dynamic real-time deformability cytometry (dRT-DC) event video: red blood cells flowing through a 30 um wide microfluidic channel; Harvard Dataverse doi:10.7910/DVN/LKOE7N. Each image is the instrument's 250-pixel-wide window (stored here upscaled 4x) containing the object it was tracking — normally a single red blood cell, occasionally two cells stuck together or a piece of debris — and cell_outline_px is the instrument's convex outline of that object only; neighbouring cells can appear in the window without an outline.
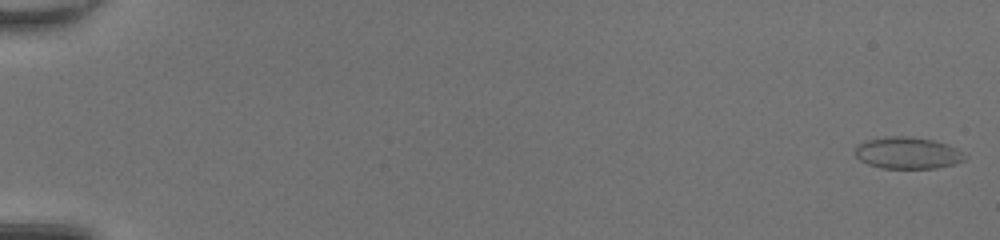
{"species": "common noctule bat (a hibernating species)", "species_latin": "Nyctalus noctula", "temperature_condition": "room temperature", "stored_images_in_passage": 50, "camera_frame_rate_fps": 3000, "um_per_image_px": 0.085, "animal": {"sex": "female", "body_mass_g": 20.0, "forearm_length_mm": 54.0}, "frame": {"image": 1, "passage_image": 1, "time_ms": 0.0, "image_size_px": [1000, 240], "cell_outline_px": [[968, 156], [964, 160], [952, 164], [936, 168], [880, 168], [868, 164], [860, 160], [856, 156], [856, 144], [864, 140], [884, 136], [904, 136], [932, 140], [956, 148], [964, 152]], "centroid_in_image_um": [77.11, 13.0], "position_along_channel_um": 7.9, "area_um2": 20.29}}
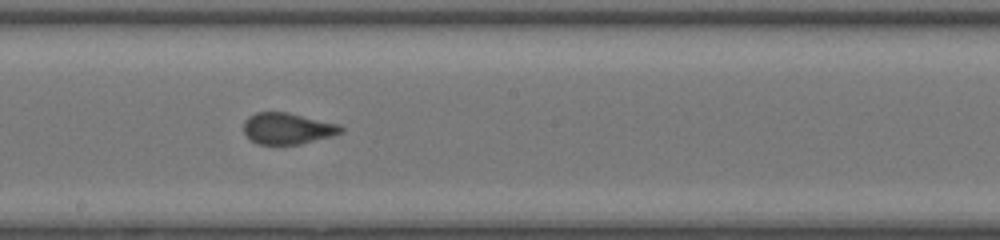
{"frame": {"image": 2, "passage_image": 30, "time_ms": 9.667, "image_size_px": [1000, 240], "cell_outline_px": [[344, 132], [332, 136], [300, 144], [256, 144], [244, 132], [244, 120], [248, 116], [256, 112], [288, 112], [340, 124], [344, 128]], "centroid_in_image_um": [24.46, 10.91], "position_along_channel_um": 223.7, "area_um2": 17.86}}
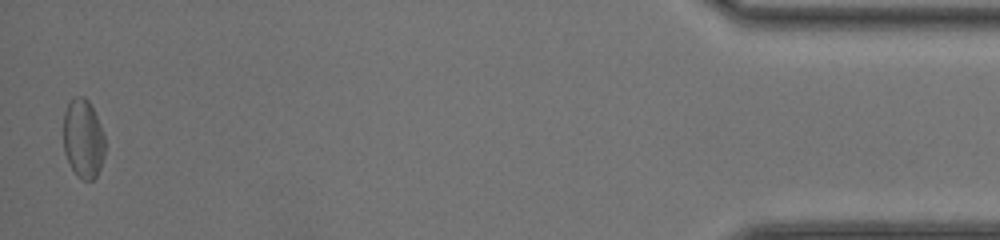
{"frame": {"image": 3, "passage_image": 50, "time_ms": 16.333, "image_size_px": [1000, 240], "cell_outline_px": [[104, 156], [100, 168], [96, 176], [92, 180], [84, 180], [76, 176], [64, 152], [64, 112], [68, 104], [76, 96], [84, 96], [92, 104], [100, 124], [104, 136]], "centroid_in_image_um": [7.08, 11.78], "position_along_channel_um": 428.1, "area_um2": 19.13}, "authors_computed_cell_mechanics": {"area_um2": 18.6694, "velocity_mm_per_s": 4.2592, "shape_relaxation_time_tau1_ms": null, "shape_relaxation_time_tau2_ms": 0.6795, "deformation_change_tau1": null, "deformation_change_tau2": 0.057}}